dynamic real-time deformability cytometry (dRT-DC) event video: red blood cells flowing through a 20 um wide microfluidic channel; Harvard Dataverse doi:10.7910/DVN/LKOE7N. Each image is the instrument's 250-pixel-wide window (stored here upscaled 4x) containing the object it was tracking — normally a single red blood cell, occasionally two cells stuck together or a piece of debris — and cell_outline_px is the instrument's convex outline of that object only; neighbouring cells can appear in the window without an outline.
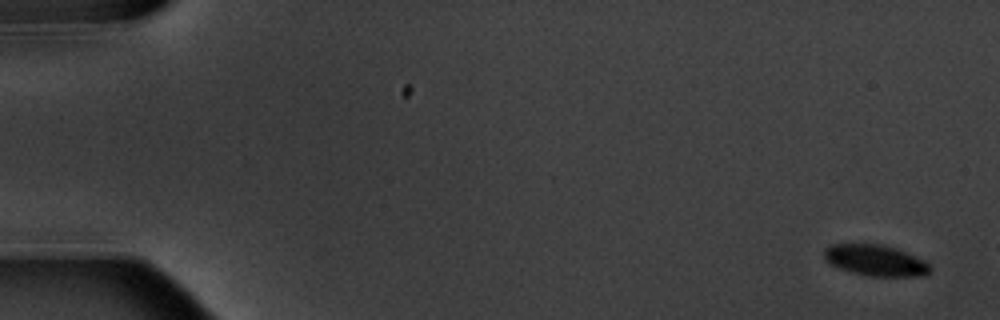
{"species": "common noctule bat (a hibernating species)", "species_latin": "Nyctalus noctula", "temperature_condition": "warm", "stored_images_in_passage": 6, "camera_frame_rate_fps": 3000, "um_per_image_px": 0.085, "animal": {"sex": "male", "body_mass_g": 20.1, "forearm_length_mm": 53.5}, "frame": {"image": 1, "passage_image": 1, "time_ms": 0.0, "image_size_px": [1000, 320], "cell_outline_px": [[932, 268], [924, 276], [864, 276], [840, 268], [824, 260], [824, 248], [832, 244], [884, 244], [896, 248], [924, 260]], "centroid_in_image_um": [74.4, 22.13], "position_along_channel_um": 10.6, "area_um2": 19.19}}
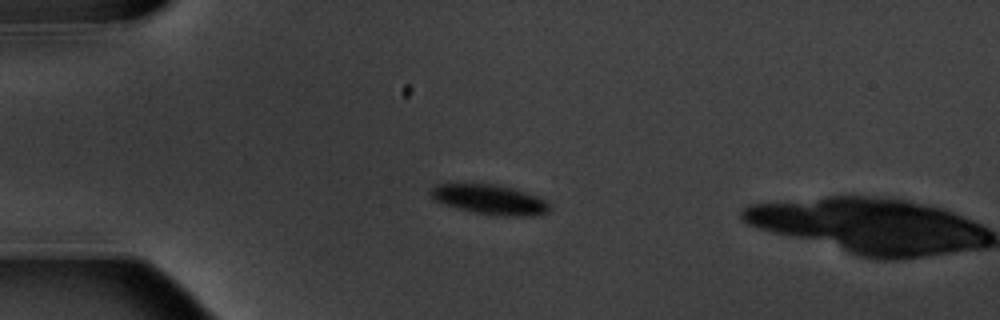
{"frame": {"image": 2, "passage_image": 5, "time_ms": 4.333, "image_size_px": [1000, 320], "cell_outline_px": [[552, 208], [548, 212], [540, 216], [492, 216], [472, 212], [444, 204], [436, 200], [428, 192], [436, 184], [496, 184], [528, 192], [544, 200]], "centroid_in_image_um": [41.67, 16.98], "position_along_channel_um": 43.3, "area_um2": 20.81}}